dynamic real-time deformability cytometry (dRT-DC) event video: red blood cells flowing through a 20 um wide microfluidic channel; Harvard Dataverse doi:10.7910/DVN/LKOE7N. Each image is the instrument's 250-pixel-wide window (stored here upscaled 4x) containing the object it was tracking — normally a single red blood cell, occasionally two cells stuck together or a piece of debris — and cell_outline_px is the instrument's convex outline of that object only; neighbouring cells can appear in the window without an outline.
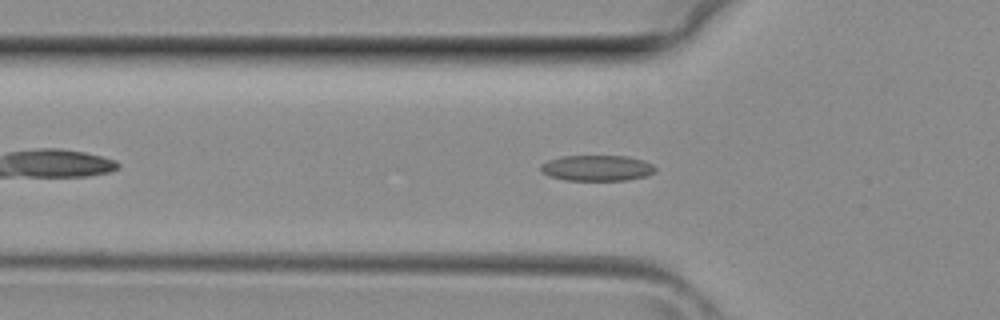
{"species": "common noctule bat (a hibernating species)", "species_latin": "Nyctalus noctula", "temperature_condition": "room temperature", "stored_images_in_passage": 32, "camera_frame_rate_fps": 3000, "um_per_image_px": 0.085, "animal": {"sex": "female", "body_mass_g": 29.2, "forearm_length_mm": 56.3}, "frame": {"image": 1, "passage_image": 6, "time_ms": 1.667, "image_size_px": [1000, 320], "cell_outline_px": [[656, 172], [644, 176], [624, 180], [564, 180], [548, 176], [540, 172], [540, 164], [548, 160], [560, 156], [628, 156], [644, 160], [652, 164], [656, 168]], "centroid_in_image_um": [50.7, 14.28], "position_along_channel_um": 75.1, "area_um2": 17.34}}
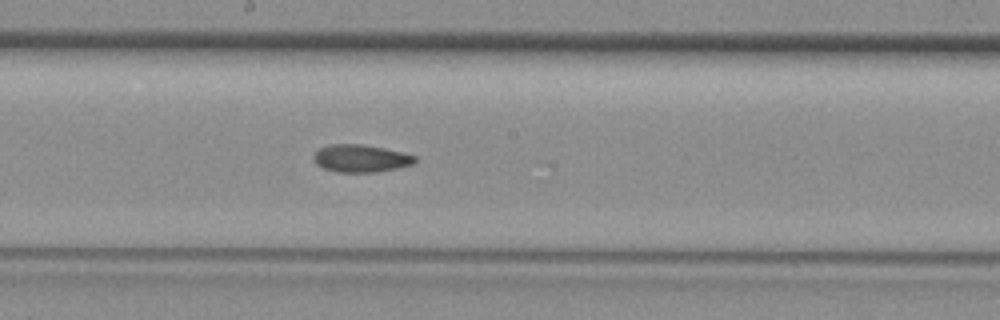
{"frame": {"image": 2, "passage_image": 14, "time_ms": 4.333, "image_size_px": [1000, 320], "cell_outline_px": [[416, 160], [412, 164], [396, 168], [376, 172], [336, 172], [324, 168], [316, 164], [312, 160], [312, 156], [320, 148], [332, 144], [360, 144], [384, 148], [416, 156]], "centroid_in_image_um": [30.62, 13.46], "position_along_channel_um": 217.6, "area_um2": 16.13}}
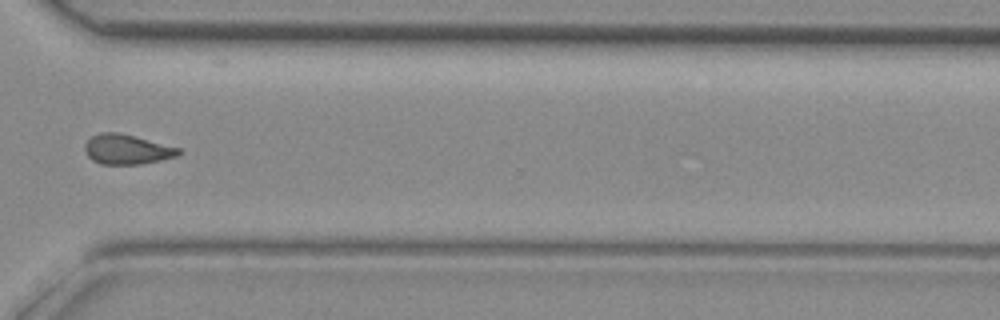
{"frame": {"image": 3, "passage_image": 22, "time_ms": 7.0, "image_size_px": [1000, 320], "cell_outline_px": [[180, 152], [176, 156], [160, 160], [140, 164], [100, 164], [92, 160], [88, 156], [84, 148], [84, 144], [92, 136], [100, 132], [120, 132], [180, 148]], "centroid_in_image_um": [10.75, 12.69], "position_along_channel_um": 359.8, "area_um2": 16.24}}